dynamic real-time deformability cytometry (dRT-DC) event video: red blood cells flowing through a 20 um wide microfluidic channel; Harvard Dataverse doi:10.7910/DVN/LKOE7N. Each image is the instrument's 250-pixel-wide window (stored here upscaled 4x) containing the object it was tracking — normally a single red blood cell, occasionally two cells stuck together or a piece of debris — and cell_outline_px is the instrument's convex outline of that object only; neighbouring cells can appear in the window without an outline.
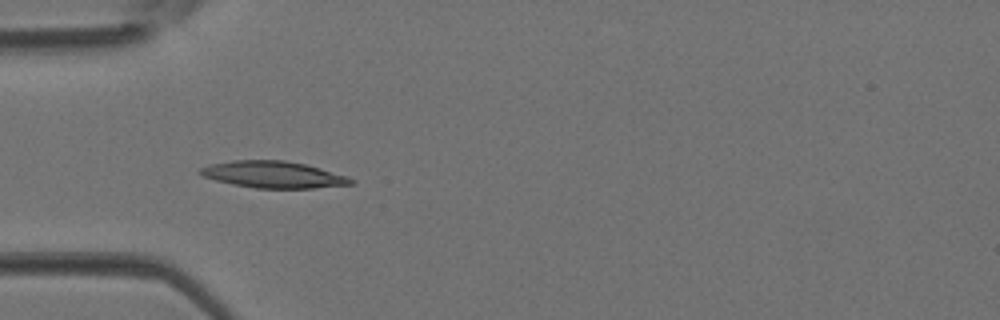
{"species": "Egyptian fruit bat (a non-hibernating species)", "species_latin": "Rousettus aegyptiacus", "temperature_condition": "room temperature", "stored_images_in_passage": 32, "camera_frame_rate_fps": 3000, "um_per_image_px": 0.085, "animal": {"sex": "female"}, "frame": {"image": 1, "passage_image": 3, "time_ms": 0.667, "image_size_px": [1000, 320], "cell_outline_px": [[356, 184], [312, 188], [256, 188], [232, 184], [216, 180], [204, 176], [196, 172], [200, 168], [212, 164], [232, 160], [284, 160], [304, 164], [320, 168], [348, 176], [356, 180]], "centroid_in_image_um": [23.27, 14.84], "position_along_channel_um": 61.7, "area_um2": 23.47}}
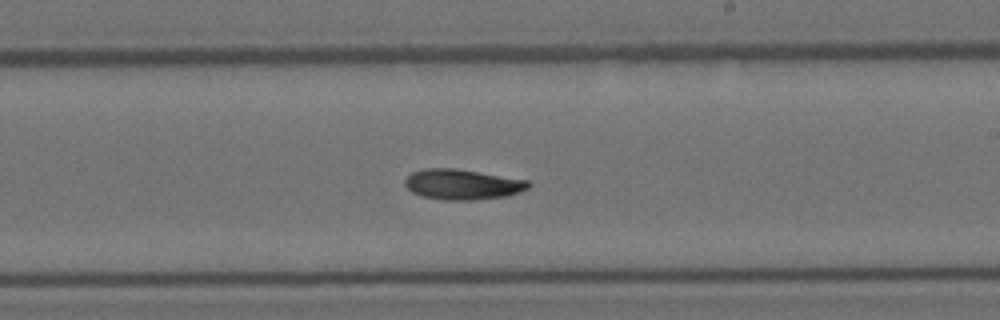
{"frame": {"image": 2, "passage_image": 15, "time_ms": 4.667, "image_size_px": [1000, 320], "cell_outline_px": [[532, 184], [528, 188], [520, 192], [508, 196], [472, 200], [444, 200], [420, 196], [412, 192], [404, 184], [404, 180], [412, 172], [424, 168], [456, 168], [528, 180]], "centroid_in_image_um": [39.31, 15.67], "position_along_channel_um": 249.7, "area_um2": 22.02}}
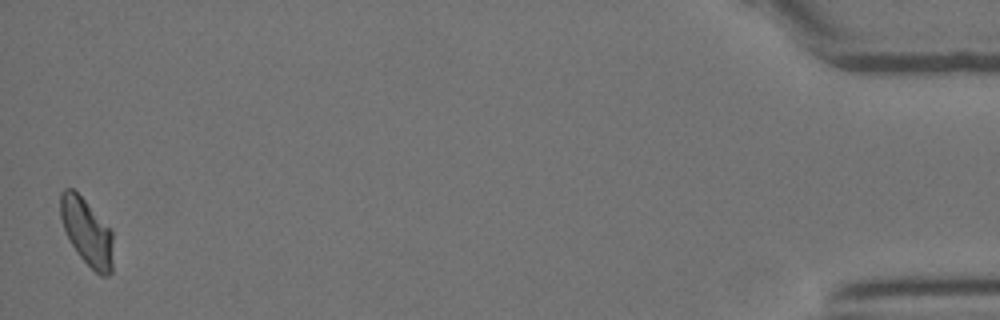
{"frame": {"image": 3, "passage_image": 32, "time_ms": 10.333, "image_size_px": [1000, 320], "cell_outline_px": [[112, 272], [108, 276], [100, 276], [76, 252], [64, 228], [60, 216], [60, 192], [64, 188], [72, 188], [112, 228]], "centroid_in_image_um": [7.4, 19.71], "position_along_channel_um": 427.8, "area_um2": 20.4}}